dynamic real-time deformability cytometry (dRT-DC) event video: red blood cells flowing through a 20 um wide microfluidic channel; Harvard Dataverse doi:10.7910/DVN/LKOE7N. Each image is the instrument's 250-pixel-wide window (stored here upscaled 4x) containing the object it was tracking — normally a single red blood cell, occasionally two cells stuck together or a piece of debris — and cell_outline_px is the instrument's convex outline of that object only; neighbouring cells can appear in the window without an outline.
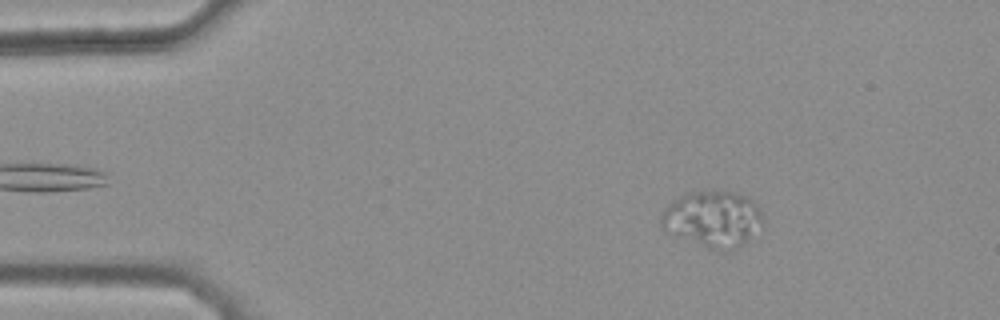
{"species": "common noctule bat (a hibernating species)", "species_latin": "Nyctalus noctula", "temperature_condition": "warm", "stored_images_in_passage": 43, "camera_frame_rate_fps": 3000, "um_per_image_px": 0.085, "animal": {"sex": "female", "body_mass_g": 25.1}, "frame": {"image": 1, "passage_image": 6, "time_ms": 1.667, "image_size_px": [1000, 320], "cell_outline_px": [[764, 228], [732, 252], [720, 252], [708, 248], [664, 228], [660, 224], [660, 216], [664, 208], [672, 200], [688, 192], [732, 192], [744, 196], [752, 200], [760, 208], [764, 220]], "centroid_in_image_um": [60.67, 18.63], "position_along_channel_um": 24.3, "area_um2": 33.35}}
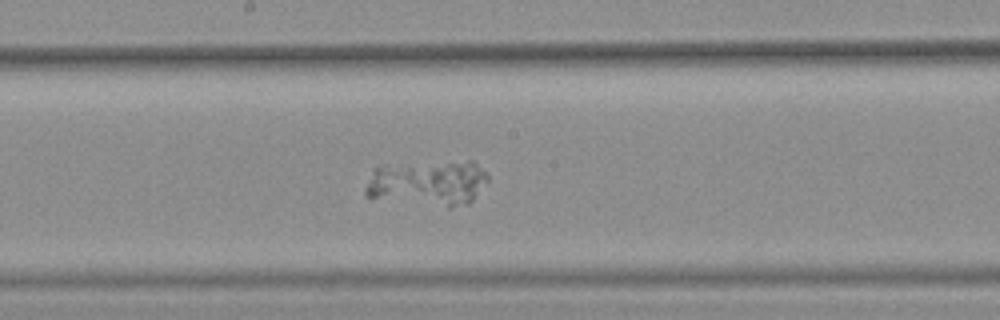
{"frame": {"image": 2, "passage_image": 26, "time_ms": 8.333, "image_size_px": [1000, 320], "cell_outline_px": [[488, 180], [472, 200], [468, 204], [452, 208], [448, 208], [368, 200], [364, 196], [364, 188], [372, 168], [384, 164], [468, 160], [472, 160], [488, 172]], "centroid_in_image_um": [36.27, 15.58], "position_along_channel_um": 211.9, "area_um2": 34.45}}
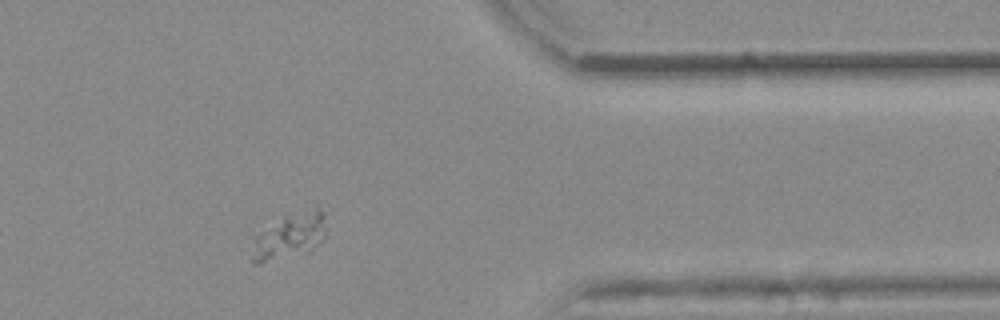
{"frame": {"image": 3, "passage_image": 41, "time_ms": 13.333, "image_size_px": [1000, 320], "cell_outline_px": [[324, 240], [312, 252], [260, 264], [256, 264], [252, 260], [252, 236], [260, 220], [316, 204], [324, 212]], "centroid_in_image_um": [24.51, 19.96], "position_along_channel_um": 386.9, "area_um2": 22.48}}